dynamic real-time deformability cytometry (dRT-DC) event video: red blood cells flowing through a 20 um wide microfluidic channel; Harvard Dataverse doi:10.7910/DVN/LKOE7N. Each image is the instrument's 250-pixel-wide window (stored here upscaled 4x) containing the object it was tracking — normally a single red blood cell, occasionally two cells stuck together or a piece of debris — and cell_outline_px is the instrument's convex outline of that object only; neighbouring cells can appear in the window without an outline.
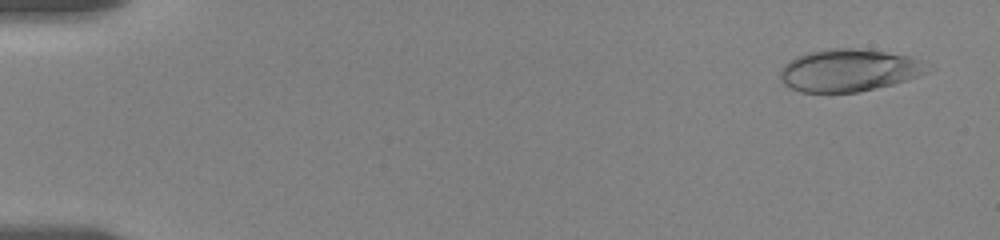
{"species": "human", "species_latin": "Homo sapiens", "temperature_condition": "room temperature", "stored_images_in_passage": 11, "camera_frame_rate_fps": 3000, "um_per_image_px": 0.085, "donor": {"sex": "female"}, "frame": {"image": 1, "passage_image": 2, "time_ms": 1.0, "image_size_px": [1000, 240], "cell_outline_px": [[928, 68], [924, 72], [916, 76], [892, 84], [860, 92], [800, 92], [784, 84], [780, 80], [780, 72], [784, 64], [796, 56], [808, 52], [828, 48], [860, 48], [908, 56], [920, 60]], "centroid_in_image_um": [72.07, 5.97], "position_along_channel_um": 12.9, "area_um2": 36.01}}
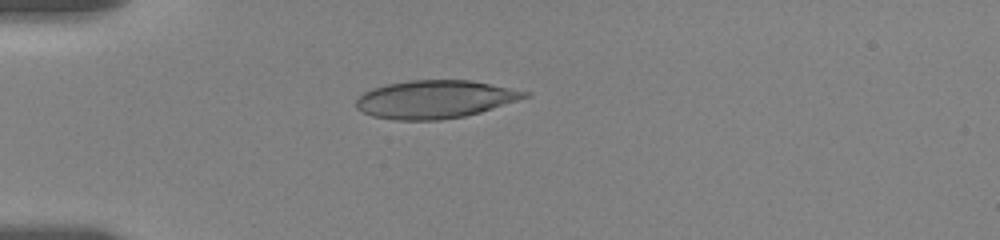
{"frame": {"image": 2, "passage_image": 8, "time_ms": 5.333, "image_size_px": [1000, 240], "cell_outline_px": [[532, 96], [480, 112], [464, 116], [440, 120], [396, 120], [372, 116], [356, 108], [356, 100], [364, 92], [372, 88], [388, 84], [408, 80], [472, 80], [532, 92]], "centroid_in_image_um": [37.01, 8.43], "position_along_channel_um": 48.0, "area_um2": 37.45}}
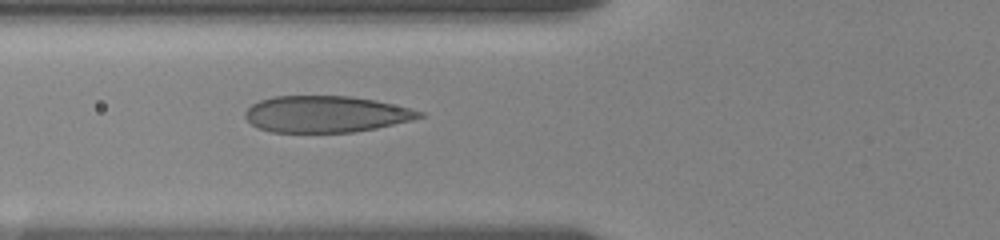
{"frame": {"image": 3, "passage_image": 11, "time_ms": 7.333, "image_size_px": [1000, 240], "cell_outline_px": [[424, 116], [412, 120], [376, 128], [352, 132], [272, 132], [256, 128], [244, 116], [244, 112], [252, 104], [260, 100], [276, 96], [348, 96], [376, 100], [412, 108], [424, 112]], "centroid_in_image_um": [27.71, 9.7], "position_along_channel_um": 98.1, "area_um2": 37.11}}